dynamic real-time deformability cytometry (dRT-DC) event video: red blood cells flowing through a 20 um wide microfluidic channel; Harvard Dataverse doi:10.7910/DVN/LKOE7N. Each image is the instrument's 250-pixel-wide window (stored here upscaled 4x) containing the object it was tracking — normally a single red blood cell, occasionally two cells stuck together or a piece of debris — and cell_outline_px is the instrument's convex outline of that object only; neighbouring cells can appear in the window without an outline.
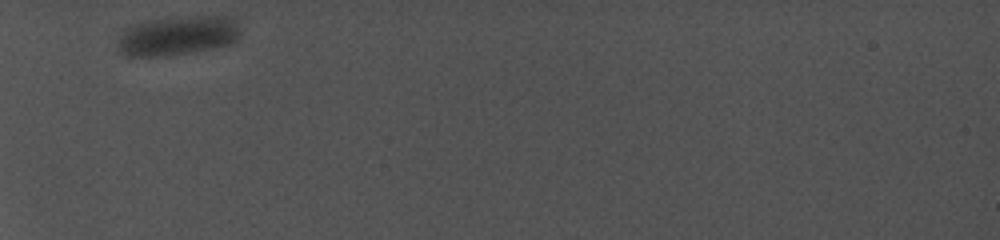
{"species": "common noctule bat (a hibernating species)", "species_latin": "Nyctalus noctula", "temperature_condition": "cold", "stored_images_in_passage": 27, "camera_frame_rate_fps": 5000, "um_per_image_px": 0.085, "animal": {"sex": "female", "body_mass_g": 19.0, "forearm_length_mm": 56.7}, "frame": {"image": 1, "passage_image": 1, "time_ms": 0.0, "image_size_px": [1000, 240], "cell_outline_px": [[240, 36], [236, 40], [228, 44], [212, 48], [192, 52], [164, 56], [124, 56], [120, 48], [120, 36], [132, 24], [148, 20], [180, 16], [232, 16], [240, 32]], "centroid_in_image_um": [15.13, 3.01], "position_along_channel_um": 69.9, "area_um2": 27.98}}
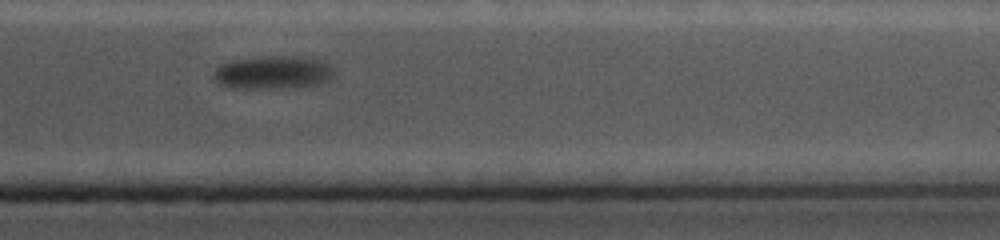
{"frame": {"image": 2, "passage_image": 24, "time_ms": 10.0, "image_size_px": [1000, 240], "cell_outline_px": [[336, 76], [320, 84], [296, 88], [240, 88], [220, 84], [216, 80], [212, 72], [220, 64], [232, 60], [272, 56], [280, 56], [328, 60]], "centroid_in_image_um": [23.27, 6.17], "position_along_channel_um": 388.1, "area_um2": 23.41}}
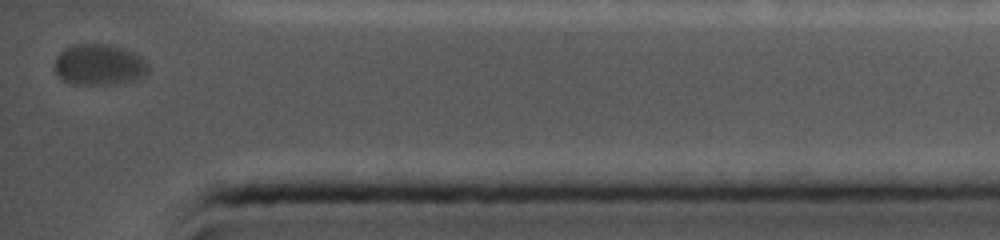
{"frame": {"image": 3, "passage_image": 27, "time_ms": 11.2, "image_size_px": [1000, 240], "cell_outline_px": [[148, 72], [136, 80], [108, 84], [72, 84], [64, 80], [56, 72], [56, 56], [64, 48], [76, 44], [108, 44], [124, 48], [140, 56], [148, 64]], "centroid_in_image_um": [8.44, 5.49], "position_along_channel_um": 426.8, "area_um2": 22.2}, "authors_computed_cell_mechanics": {"area_um2": 27.9752, "velocity_mm_per_s": 3.3973, "shape_relaxation_time_tau1_ms": 7.2372, "shape_relaxation_time_tau2_ms": null, "deformation_change_tau1": 0.1291, "deformation_change_tau2": null}}